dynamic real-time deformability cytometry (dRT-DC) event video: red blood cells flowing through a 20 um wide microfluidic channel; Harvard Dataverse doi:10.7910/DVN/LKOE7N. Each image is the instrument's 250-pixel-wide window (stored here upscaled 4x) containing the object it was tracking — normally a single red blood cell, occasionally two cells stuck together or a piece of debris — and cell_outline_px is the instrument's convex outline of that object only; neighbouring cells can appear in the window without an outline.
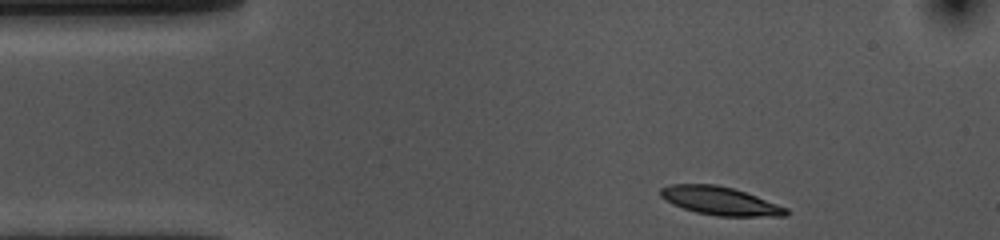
{"species": "common noctule bat (a hibernating species)", "species_latin": "Nyctalus noctula", "temperature_condition": "cold", "stored_images_in_passage": 38, "camera_frame_rate_fps": 3000, "um_per_image_px": 0.085, "animal": {"sex": "female", "body_mass_g": 10.0, "forearm_length_mm": 53.1}, "frame": {"image": 1, "passage_image": 1, "time_ms": 0.0, "image_size_px": [1000, 240], "cell_outline_px": [[788, 212], [784, 216], [716, 216], [696, 212], [672, 204], [664, 200], [660, 196], [660, 188], [672, 184], [716, 184], [732, 188], [756, 196], [788, 208]], "centroid_in_image_um": [61.17, 17.07], "position_along_channel_um": 23.8, "area_um2": 20.58}}
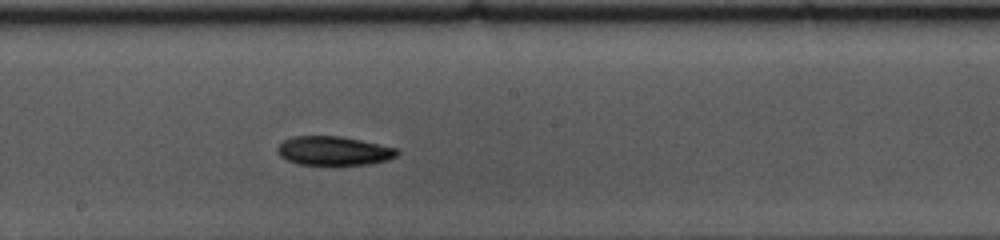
{"frame": {"image": 2, "passage_image": 22, "time_ms": 7.0, "image_size_px": [1000, 240], "cell_outline_px": [[400, 152], [396, 156], [388, 160], [368, 164], [332, 168], [300, 164], [288, 160], [280, 156], [276, 152], [276, 148], [284, 140], [292, 136], [340, 136], [380, 144], [396, 148]], "centroid_in_image_um": [28.36, 12.87], "position_along_channel_um": 219.8, "area_um2": 21.04}}
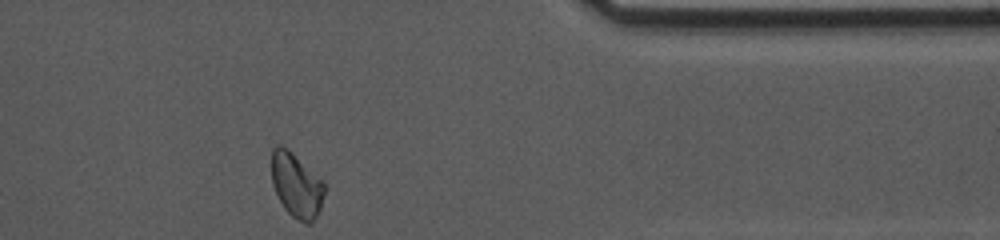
{"frame": {"image": 3, "passage_image": 38, "time_ms": 12.333, "image_size_px": [1000, 240], "cell_outline_px": [[324, 192], [320, 208], [312, 224], [304, 224], [292, 216], [284, 208], [272, 184], [272, 148], [276, 144], [280, 144], [324, 180]], "centroid_in_image_um": [25.2, 15.77], "position_along_channel_um": 386.2, "area_um2": 19.65}, "authors_computed_cell_mechanics": {"area_um2": 20.6635, "velocity_mm_per_s": 3.5535, "shape_relaxation_time_tau1_ms": 4.5256, "shape_relaxation_time_tau2_ms": null, "deformation_change_tau1": 0.1047, "deformation_change_tau2": null}}